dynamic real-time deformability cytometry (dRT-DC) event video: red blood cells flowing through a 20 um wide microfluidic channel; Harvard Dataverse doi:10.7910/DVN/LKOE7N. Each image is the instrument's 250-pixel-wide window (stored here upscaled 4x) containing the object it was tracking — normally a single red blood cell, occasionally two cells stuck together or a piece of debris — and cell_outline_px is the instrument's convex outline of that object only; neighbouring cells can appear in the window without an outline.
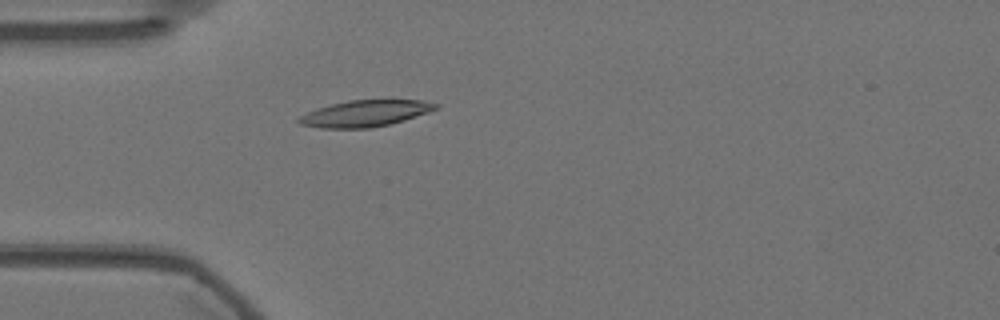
{"species": "Egyptian fruit bat (a non-hibernating species)", "species_latin": "Rousettus aegyptiacus", "temperature_condition": "warm", "stored_images_in_passage": 57, "camera_frame_rate_fps": 3000, "um_per_image_px": 0.085, "animal": {"sex": "female"}, "frame": {"image": 1, "passage_image": 16, "time_ms": 5.0, "image_size_px": [1000, 320], "cell_outline_px": [[440, 108], [404, 120], [372, 128], [320, 128], [300, 124], [296, 120], [300, 116], [316, 108], [348, 100], [420, 100], [440, 104]], "centroid_in_image_um": [31.04, 9.64], "position_along_channel_um": 54.0, "area_um2": 20.98}}
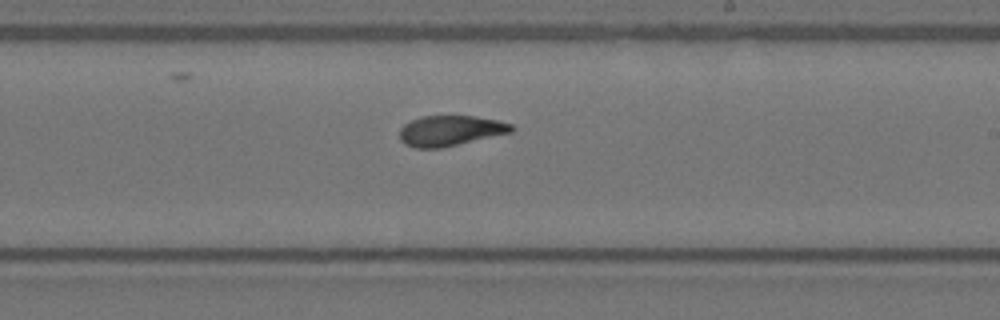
{"frame": {"image": 2, "passage_image": 33, "time_ms": 10.667, "image_size_px": [1000, 320], "cell_outline_px": [[516, 128], [512, 132], [440, 148], [416, 148], [404, 144], [400, 140], [400, 128], [404, 124], [412, 120], [424, 116], [472, 116], [496, 120], [512, 124]], "centroid_in_image_um": [38.26, 11.11], "position_along_channel_um": 250.7, "area_um2": 19.65}}
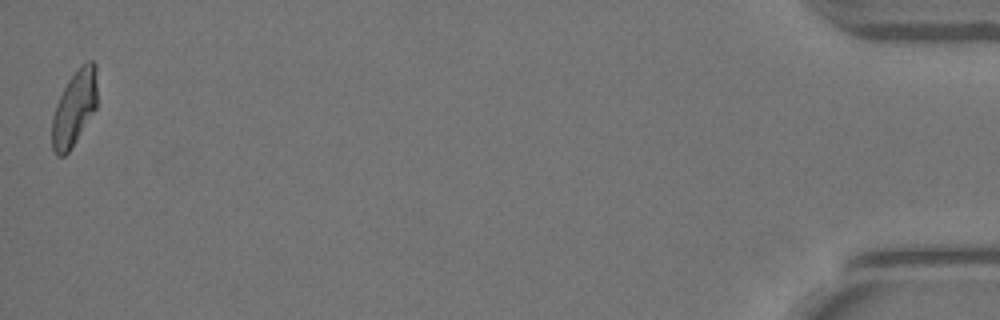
{"frame": {"image": 3, "passage_image": 56, "time_ms": 18.333, "image_size_px": [1000, 320], "cell_outline_px": [[96, 108], [76, 140], [68, 152], [64, 156], [56, 156], [52, 148], [52, 116], [56, 104], [68, 80], [76, 68], [80, 64], [88, 60], [92, 60], [96, 64]], "centroid_in_image_um": [6.31, 9.16], "position_along_channel_um": 428.9, "area_um2": 19.77}}